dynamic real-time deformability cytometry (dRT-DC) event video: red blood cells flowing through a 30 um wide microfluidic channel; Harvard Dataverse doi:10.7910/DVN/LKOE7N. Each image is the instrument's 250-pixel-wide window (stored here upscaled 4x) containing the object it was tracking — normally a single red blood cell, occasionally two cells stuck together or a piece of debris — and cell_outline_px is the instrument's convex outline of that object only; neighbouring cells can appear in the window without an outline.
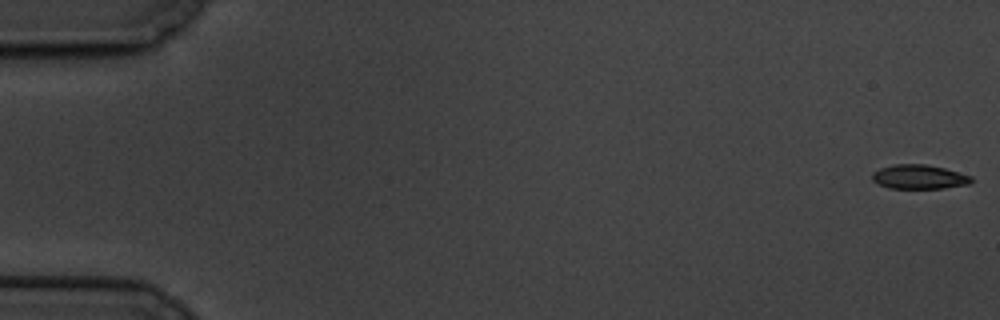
{"species": "common noctule bat (a hibernating species)", "species_latin": "Nyctalus noctula", "temperature_condition": "cold", "stored_images_in_passage": 61, "camera_frame_rate_fps": 3000, "um_per_image_px": 0.085, "animal": {"sex": "male", "body_mass_g": 19.5, "forearm_length_mm": 54.6}, "frame": {"image": 1, "passage_image": 1, "time_ms": 0.0, "image_size_px": [1000, 320], "cell_outline_px": [[972, 180], [968, 184], [944, 188], [888, 188], [872, 180], [872, 172], [880, 168], [892, 164], [924, 164], [944, 168], [972, 176]], "centroid_in_image_um": [78.1, 15.03], "position_along_channel_um": 6.9, "area_um2": 13.93}}
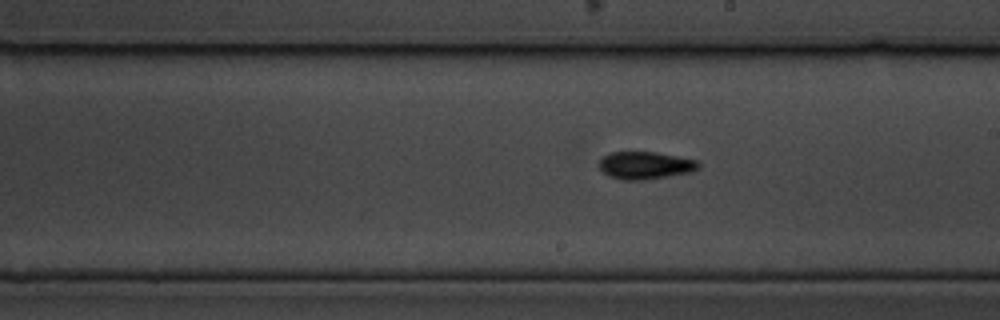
{"frame": {"image": 2, "passage_image": 35, "time_ms": 11.333, "image_size_px": [1000, 320], "cell_outline_px": [[700, 168], [692, 172], [644, 180], [624, 180], [608, 176], [596, 164], [604, 156], [612, 152], [656, 152], [696, 160], [700, 164]], "centroid_in_image_um": [54.84, 14.06], "position_along_channel_um": 234.2, "area_um2": 15.95}}
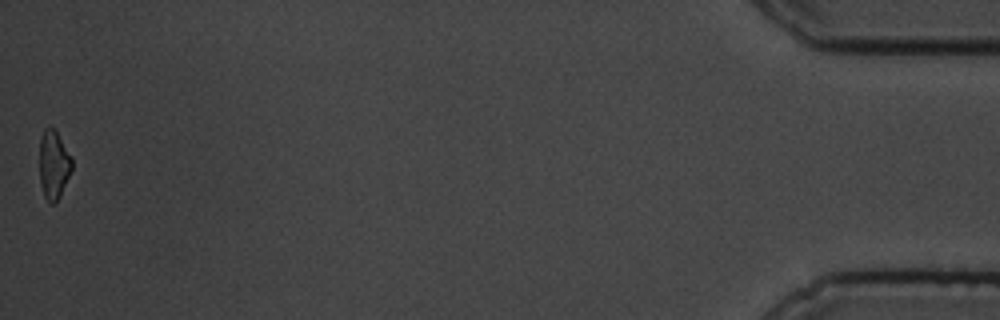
{"frame": {"image": 3, "passage_image": 61, "time_ms": 20.0, "image_size_px": [1000, 320], "cell_outline_px": [[72, 168], [60, 196], [52, 204], [44, 196], [40, 184], [40, 136], [44, 128], [48, 124], [56, 128], [72, 156]], "centroid_in_image_um": [4.56, 13.89], "position_along_channel_um": 430.6, "area_um2": 13.24}, "authors_computed_cell_mechanics": {"area_um2": 14.5656, "velocity_mm_per_s": 3.3286, "shape_relaxation_time_tau1_ms": 3.485, "shape_relaxation_time_tau2_ms": null, "deformation_change_tau1": 0.109, "deformation_change_tau2": null}}